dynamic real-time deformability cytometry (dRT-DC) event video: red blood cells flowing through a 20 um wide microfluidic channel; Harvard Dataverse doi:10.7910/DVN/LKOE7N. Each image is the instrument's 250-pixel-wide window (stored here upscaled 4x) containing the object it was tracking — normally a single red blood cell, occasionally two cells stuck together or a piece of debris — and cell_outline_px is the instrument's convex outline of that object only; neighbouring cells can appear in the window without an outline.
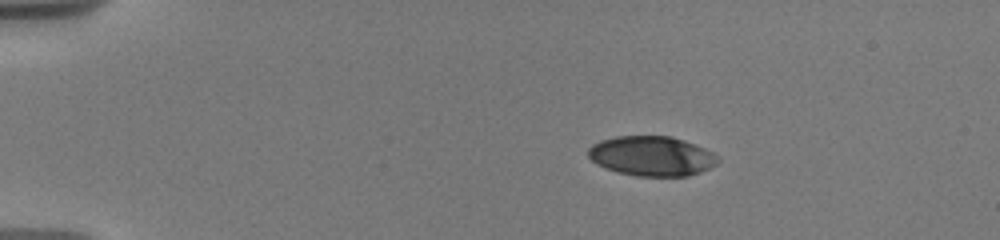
{"species": "human", "species_latin": "Homo sapiens", "temperature_condition": "warm", "stored_images_in_passage": 20, "camera_frame_rate_fps": 3000, "um_per_image_px": 0.085, "donor": {"sex": "male"}, "frame": {"image": 1, "passage_image": 1, "time_ms": 0.0, "image_size_px": [1000, 240], "cell_outline_px": [[720, 160], [716, 164], [700, 172], [688, 176], [636, 176], [616, 172], [596, 164], [588, 156], [588, 148], [592, 144], [600, 140], [616, 136], [672, 136], [684, 140], [704, 148], [720, 156]], "centroid_in_image_um": [55.39, 13.26], "position_along_channel_um": 29.6, "area_um2": 30.23}}
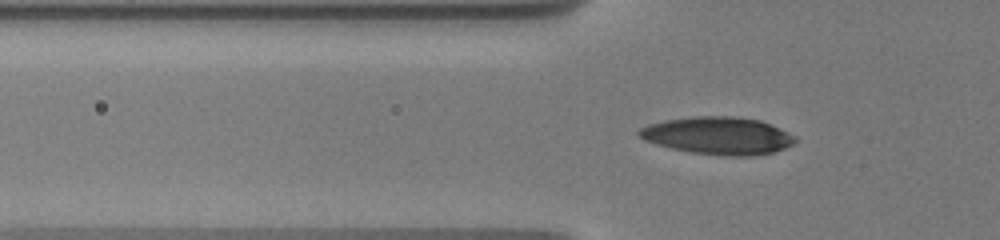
{"frame": {"image": 2, "passage_image": 17, "time_ms": 3.0, "image_size_px": [1000, 240], "cell_outline_px": [[800, 140], [784, 148], [772, 152], [756, 156], [720, 156], [692, 152], [672, 148], [656, 144], [644, 140], [636, 132], [640, 128], [648, 124], [664, 120], [692, 116], [736, 116], [760, 120], [788, 132], [796, 136]], "centroid_in_image_um": [61.05, 11.53], "position_along_channel_um": 64.8, "area_um2": 34.33}}
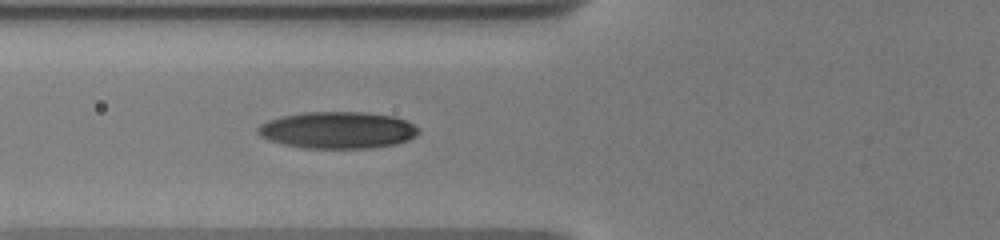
{"frame": {"image": 3, "passage_image": 20, "time_ms": 4.0, "image_size_px": [1000, 240], "cell_outline_px": [[420, 132], [416, 136], [408, 140], [396, 144], [372, 148], [300, 148], [268, 140], [260, 136], [256, 132], [256, 128], [260, 124], [268, 120], [280, 116], [304, 112], [364, 112], [392, 116], [404, 120], [420, 128]], "centroid_in_image_um": [28.67, 11.06], "position_along_channel_um": 97.1, "area_um2": 34.74}}